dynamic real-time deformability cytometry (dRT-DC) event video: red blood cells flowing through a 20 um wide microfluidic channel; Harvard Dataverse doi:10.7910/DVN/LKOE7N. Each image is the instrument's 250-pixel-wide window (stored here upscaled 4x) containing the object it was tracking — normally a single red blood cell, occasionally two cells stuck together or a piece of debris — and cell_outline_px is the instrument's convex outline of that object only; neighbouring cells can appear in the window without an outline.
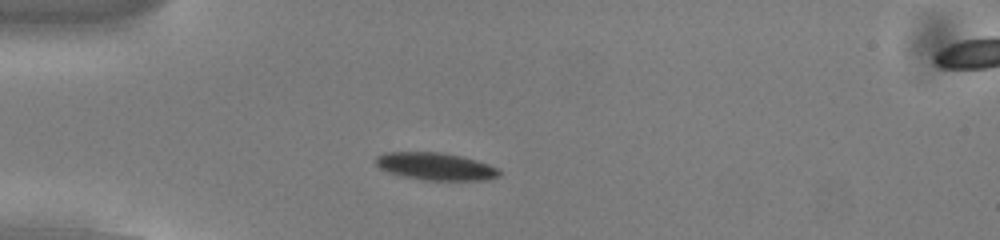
{"species": "common noctule bat (a hibernating species)", "species_latin": "Nyctalus noctula", "temperature_condition": "cold", "stored_images_in_passage": 48, "camera_frame_rate_fps": 3000, "um_per_image_px": 0.085, "animal": {"sex": "male", "body_mass_g": 13.0, "forearm_length_mm": 53.1}, "frame": {"image": 1, "passage_image": 9, "time_ms": 2.667, "image_size_px": [1000, 240], "cell_outline_px": [[500, 176], [484, 180], [424, 180], [404, 176], [388, 172], [380, 168], [376, 164], [376, 156], [388, 152], [440, 152], [460, 156], [476, 160], [488, 164], [496, 168], [500, 172]], "centroid_in_image_um": [37.02, 14.14], "position_along_channel_um": 48.0, "area_um2": 19.54}}
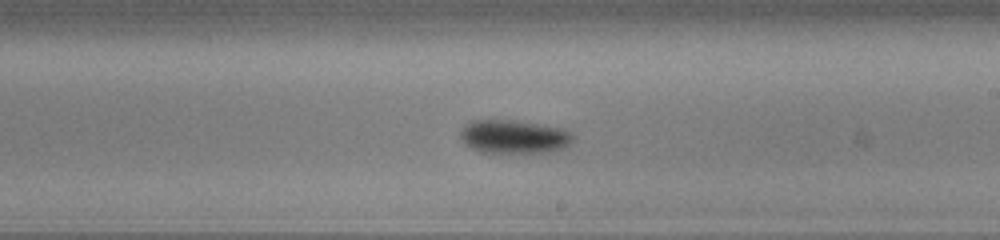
{"frame": {"image": 2, "passage_image": 26, "time_ms": 8.333, "image_size_px": [1000, 240], "cell_outline_px": [[576, 136], [564, 148], [548, 152], [480, 152], [464, 144], [460, 136], [460, 132], [472, 120], [512, 120], [560, 128], [572, 132]], "centroid_in_image_um": [43.69, 11.62], "position_along_channel_um": 245.3, "area_um2": 21.73}}
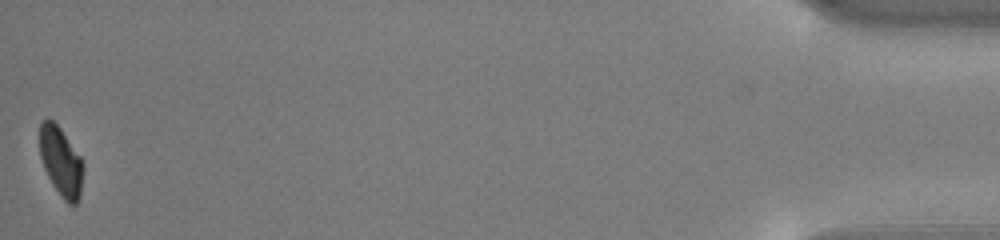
{"frame": {"image": 3, "passage_image": 48, "time_ms": 15.667, "image_size_px": [1000, 240], "cell_outline_px": [[84, 164], [80, 196], [76, 204], [68, 204], [64, 200], [52, 184], [44, 168], [40, 156], [40, 120], [52, 120], [60, 128], [80, 156]], "centroid_in_image_um": [5.19, 13.75], "position_along_channel_um": 430.0, "area_um2": 17.4}, "authors_computed_cell_mechanics": {"area_um2": 19.8254, "velocity_mm_per_s": 3.8075, "shape_relaxation_time_tau1_ms": 3.2143, "shape_relaxation_time_tau2_ms": null, "deformation_change_tau1": 0.1035, "deformation_change_tau2": null}}